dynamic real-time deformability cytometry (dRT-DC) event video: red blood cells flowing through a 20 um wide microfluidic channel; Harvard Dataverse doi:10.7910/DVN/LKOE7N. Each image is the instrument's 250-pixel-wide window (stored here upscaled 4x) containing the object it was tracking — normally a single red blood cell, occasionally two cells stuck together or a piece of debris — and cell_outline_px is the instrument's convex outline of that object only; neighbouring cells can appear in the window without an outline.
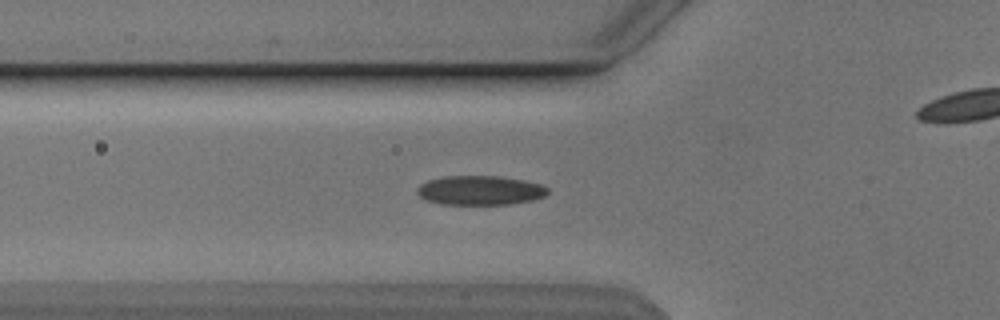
{"species": "Egyptian fruit bat (a non-hibernating species)", "species_latin": "Rousettus aegyptiacus", "temperature_condition": "cold", "stored_images_in_passage": 54, "camera_frame_rate_fps": 3000, "um_per_image_px": 0.085, "animal": {"sex": "male"}, "frame": {"image": 1, "passage_image": 19, "time_ms": 6.0, "image_size_px": [1000, 320], "cell_outline_px": [[548, 192], [544, 196], [532, 200], [512, 204], [440, 204], [424, 200], [416, 192], [416, 188], [420, 184], [428, 180], [444, 176], [500, 176], [524, 180], [540, 184], [548, 188]], "centroid_in_image_um": [40.77, 16.18], "position_along_channel_um": 85.0, "area_um2": 22.43}}
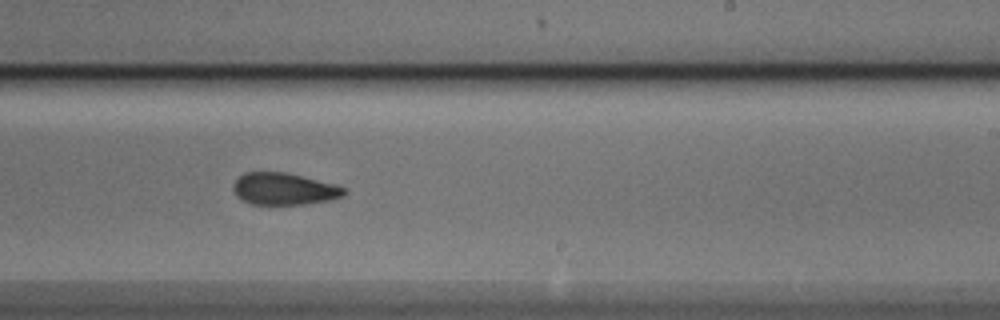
{"frame": {"image": 2, "passage_image": 33, "time_ms": 10.667, "image_size_px": [1000, 320], "cell_outline_px": [[344, 196], [328, 200], [304, 204], [252, 204], [240, 200], [236, 196], [232, 188], [232, 184], [244, 172], [284, 172], [332, 184], [344, 188]], "centroid_in_image_um": [24.05, 16.06], "position_along_channel_um": 264.9, "area_um2": 20.35}}
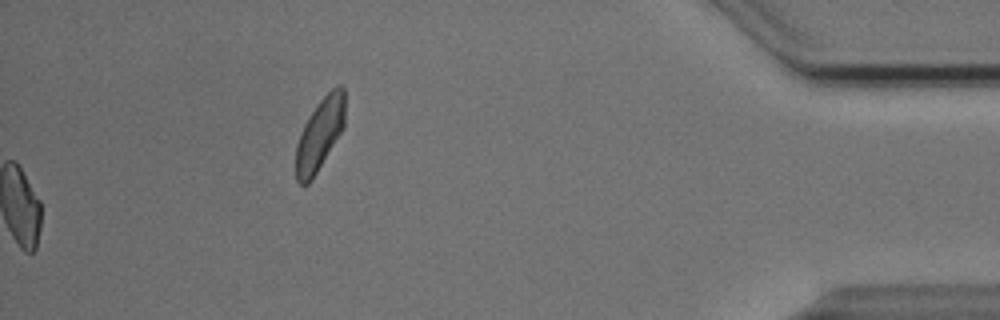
{"frame": {"image": 3, "passage_image": 54, "time_ms": 17.667, "image_size_px": [1000, 320], "cell_outline_px": [[344, 128], [312, 180], [308, 184], [300, 184], [296, 180], [296, 144], [300, 132], [304, 124], [316, 104], [336, 84], [340, 84], [344, 88]], "centroid_in_image_um": [27.18, 11.41], "position_along_channel_um": 408.0, "area_um2": 20.69}, "authors_computed_cell_mechanics": {"area_um2": 21.0392, "velocity_mm_per_s": 3.8526, "shape_relaxation_time_tau1_ms": 6.7822, "shape_relaxation_time_tau2_ms": 3.4282, "deformation_change_tau1": 0.1613, "deformation_change_tau2": 0.0893}}